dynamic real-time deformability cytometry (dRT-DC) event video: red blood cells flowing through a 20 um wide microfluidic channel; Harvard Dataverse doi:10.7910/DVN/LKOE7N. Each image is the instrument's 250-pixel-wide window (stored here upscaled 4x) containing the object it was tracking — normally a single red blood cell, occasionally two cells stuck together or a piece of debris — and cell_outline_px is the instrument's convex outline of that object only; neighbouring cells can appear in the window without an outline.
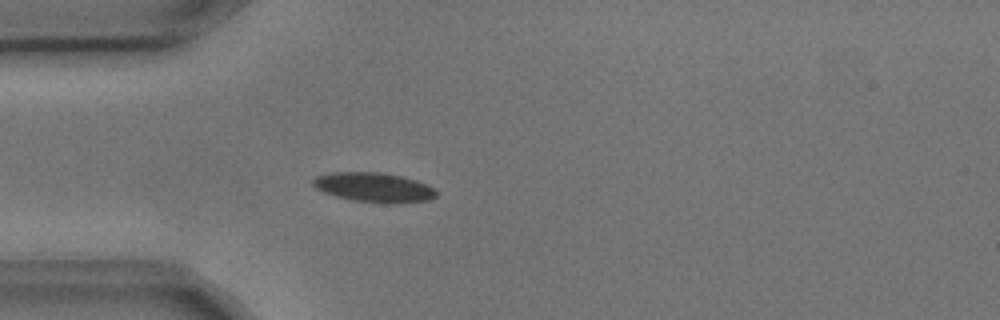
{"species": "common noctule bat (a hibernating species)", "species_latin": "Nyctalus noctula", "temperature_condition": "cold", "stored_images_in_passage": 3, "camera_frame_rate_fps": 3000, "um_per_image_px": 0.085, "animal": {"sex": "male", "body_mass_g": 17.9, "forearm_length_mm": 54.2}, "frame": {"image": 1, "passage_image": 3, "time_ms": 0.667, "image_size_px": [1000, 320], "cell_outline_px": [[440, 192], [436, 196], [428, 200], [396, 204], [388, 204], [352, 200], [336, 196], [324, 192], [316, 188], [312, 184], [312, 180], [316, 176], [332, 172], [380, 172], [400, 176], [416, 180], [428, 184], [436, 188]], "centroid_in_image_um": [31.83, 15.93], "position_along_channel_um": 53.2, "area_um2": 21.5}}